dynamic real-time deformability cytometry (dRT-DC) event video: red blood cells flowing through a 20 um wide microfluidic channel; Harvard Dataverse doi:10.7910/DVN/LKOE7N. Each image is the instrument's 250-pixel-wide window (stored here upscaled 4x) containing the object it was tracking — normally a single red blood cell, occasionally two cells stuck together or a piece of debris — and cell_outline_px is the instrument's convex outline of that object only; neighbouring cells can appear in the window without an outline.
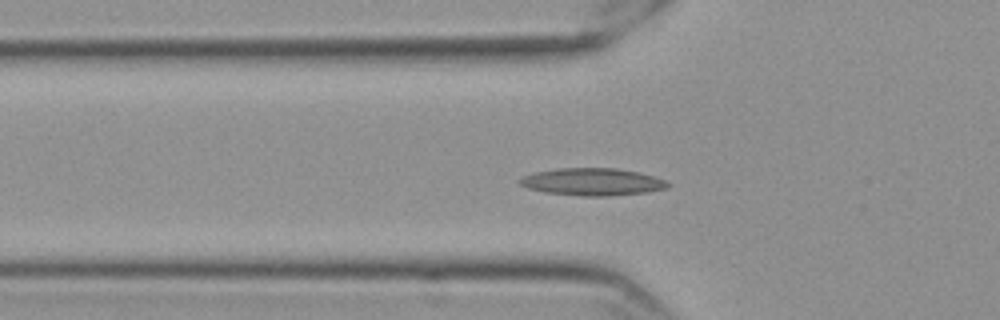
{"species": "Egyptian fruit bat (a non-hibernating species)", "species_latin": "Rousettus aegyptiacus", "temperature_condition": "cold", "stored_images_in_passage": 46, "camera_frame_rate_fps": 3000, "um_per_image_px": 0.085, "frame": {"image": 1, "passage_image": 7, "time_ms": 2.0, "image_size_px": [1000, 320], "cell_outline_px": [[672, 184], [668, 188], [648, 192], [608, 196], [580, 196], [544, 192], [528, 188], [520, 184], [516, 180], [524, 176], [536, 172], [556, 168], [616, 168], [640, 172], [664, 180]], "centroid_in_image_um": [50.36, 15.46], "position_along_channel_um": 75.4, "area_um2": 23.7}}
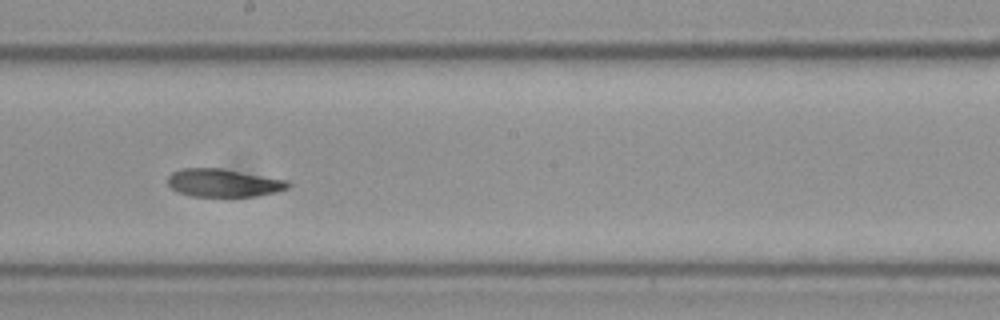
{"frame": {"image": 2, "passage_image": 20, "time_ms": 6.333, "image_size_px": [1000, 320], "cell_outline_px": [[292, 184], [288, 188], [276, 192], [256, 196], [192, 196], [176, 192], [168, 184], [168, 176], [172, 172], [180, 168], [220, 168], [288, 180]], "centroid_in_image_um": [18.99, 15.54], "position_along_channel_um": 229.2, "area_um2": 19.65}}
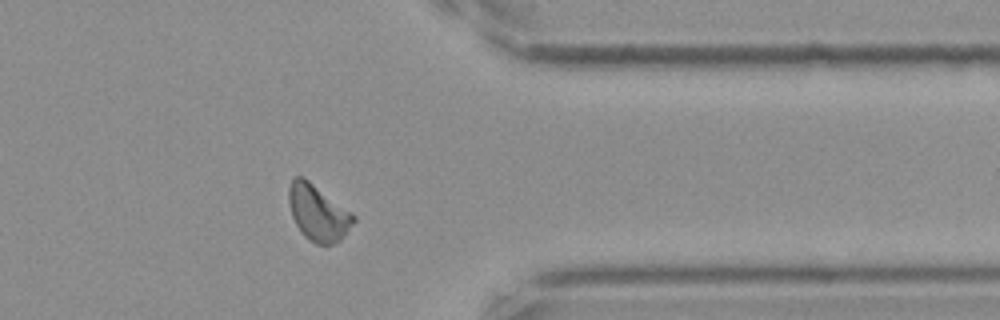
{"frame": {"image": 3, "passage_image": 34, "time_ms": 11.0, "image_size_px": [1000, 320], "cell_outline_px": [[356, 220], [344, 236], [340, 240], [332, 244], [316, 244], [308, 240], [300, 232], [292, 216], [288, 200], [288, 188], [292, 180], [296, 176], [304, 176], [352, 212], [356, 216]], "centroid_in_image_um": [27.03, 18.08], "position_along_channel_um": 384.4, "area_um2": 21.33}, "authors_computed_cell_mechanics": {"area_um2": 20.2878, "velocity_mm_per_s": 3.5274, "shape_relaxation_time_tau1_ms": 9.6082, "shape_relaxation_time_tau2_ms": 5.7694, "deformation_change_tau1": 0.2232, "deformation_change_tau2": 0.1132}}